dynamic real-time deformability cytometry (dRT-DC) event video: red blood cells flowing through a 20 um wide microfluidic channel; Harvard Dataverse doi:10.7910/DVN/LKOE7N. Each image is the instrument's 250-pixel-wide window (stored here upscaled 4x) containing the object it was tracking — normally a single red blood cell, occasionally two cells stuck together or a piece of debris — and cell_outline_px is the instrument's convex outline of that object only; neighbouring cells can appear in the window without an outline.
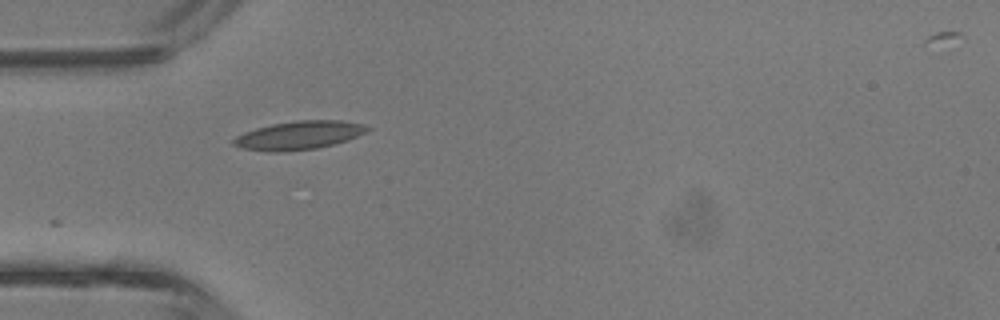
{"species": "common noctule bat (a hibernating species)", "species_latin": "Nyctalus noctula", "temperature_condition": "room temperature", "stored_images_in_passage": 3, "camera_frame_rate_fps": 3000, "um_per_image_px": 0.085, "animal": {"sex": "male", "body_mass_g": 13.3}, "frame": {"image": 1, "passage_image": 1, "time_ms": 0.0, "image_size_px": [1000, 320], "cell_outline_px": [[372, 128], [348, 140], [316, 148], [284, 152], [268, 152], [240, 148], [232, 144], [232, 140], [236, 136], [244, 132], [256, 128], [272, 124], [296, 120], [340, 120], [364, 124]], "centroid_in_image_um": [25.37, 11.5], "position_along_channel_um": 59.6, "area_um2": 22.25}}